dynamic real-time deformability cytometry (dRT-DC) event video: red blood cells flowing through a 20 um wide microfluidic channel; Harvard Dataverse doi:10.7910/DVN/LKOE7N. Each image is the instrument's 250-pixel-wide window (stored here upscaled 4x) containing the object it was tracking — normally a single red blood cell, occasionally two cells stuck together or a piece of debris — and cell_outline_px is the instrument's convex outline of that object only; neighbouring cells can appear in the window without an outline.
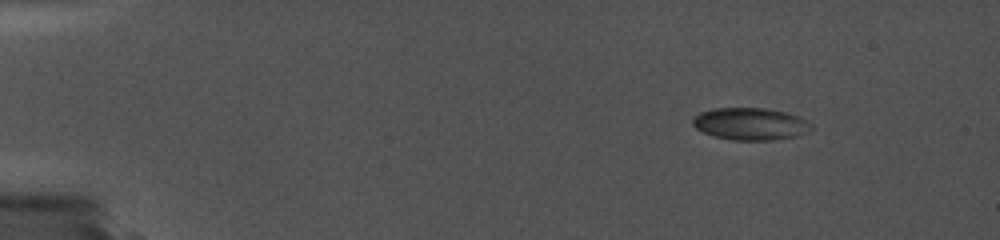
{"species": "common noctule bat (a hibernating species)", "species_latin": "Nyctalus noctula", "temperature_condition": "cold", "stored_images_in_passage": 2, "camera_frame_rate_fps": 5000, "um_per_image_px": 0.085, "animal": {"sex": "female", "body_mass_g": 19.0, "forearm_length_mm": 56.7}, "frame": {"image": 1, "passage_image": 2, "time_ms": 0.4, "image_size_px": [1000, 240], "cell_outline_px": [[804, 132], [800, 136], [780, 140], [728, 140], [712, 136], [700, 132], [692, 128], [692, 120], [696, 116], [704, 112], [724, 108], [756, 108], [780, 112], [792, 116]], "centroid_in_image_um": [63.5, 10.58], "position_along_channel_um": 21.5, "area_um2": 20.92}}